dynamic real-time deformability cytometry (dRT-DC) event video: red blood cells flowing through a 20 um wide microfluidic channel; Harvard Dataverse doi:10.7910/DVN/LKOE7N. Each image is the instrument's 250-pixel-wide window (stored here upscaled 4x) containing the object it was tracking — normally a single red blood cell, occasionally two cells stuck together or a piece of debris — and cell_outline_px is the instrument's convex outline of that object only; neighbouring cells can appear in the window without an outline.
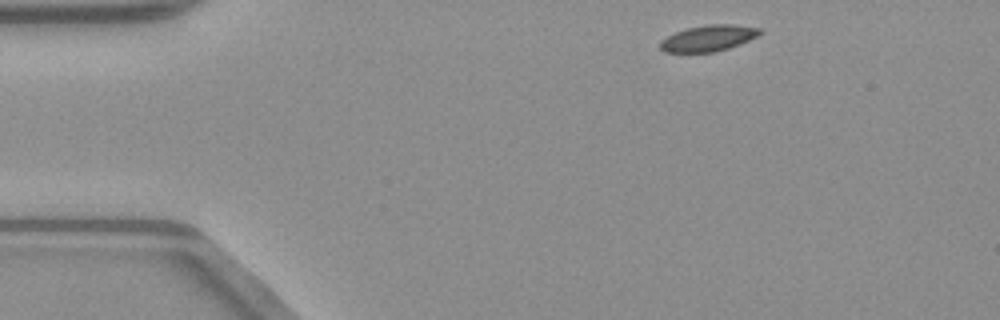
{"species": "common noctule bat (a hibernating species)", "species_latin": "Nyctalus noctula", "temperature_condition": "warm", "stored_images_in_passage": 44, "camera_frame_rate_fps": 3000, "um_per_image_px": 0.085, "animal": {"sex": "male", "body_mass_g": 23.1, "forearm_length_mm": 52.7}, "frame": {"image": 1, "passage_image": 1, "time_ms": 0.0, "image_size_px": [1000, 320], "cell_outline_px": [[764, 32], [760, 36], [740, 44], [728, 48], [712, 52], [664, 52], [660, 48], [660, 40], [676, 32], [688, 28], [708, 24], [736, 24], [760, 28]], "centroid_in_image_um": [60.27, 3.24], "position_along_channel_um": 24.7, "area_um2": 15.26}}
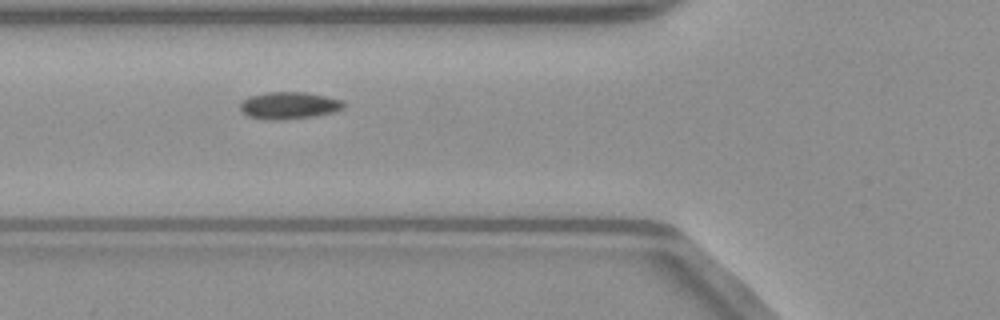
{"frame": {"image": 2, "passage_image": 12, "time_ms": 3.667, "image_size_px": [1000, 320], "cell_outline_px": [[344, 108], [332, 112], [312, 116], [272, 120], [248, 116], [240, 112], [240, 104], [248, 96], [264, 92], [308, 92], [340, 100], [344, 104]], "centroid_in_image_um": [24.51, 8.95], "position_along_channel_um": 101.3, "area_um2": 16.13}}
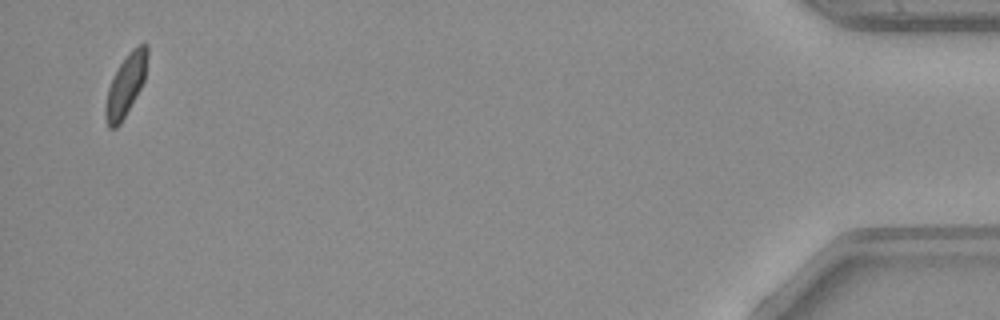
{"frame": {"image": 3, "passage_image": 43, "time_ms": 14.0, "image_size_px": [1000, 320], "cell_outline_px": [[148, 56], [144, 80], [136, 96], [120, 124], [116, 128], [108, 128], [104, 116], [104, 108], [108, 88], [120, 64], [132, 48], [140, 44], [148, 44]], "centroid_in_image_um": [10.68, 7.25], "position_along_channel_um": 424.5, "area_um2": 14.85}, "authors_computed_cell_mechanics": {"area_um2": 15.7794, "velocity_mm_per_s": 4.0256, "shape_relaxation_time_tau1_ms": 11.0308, "shape_relaxation_time_tau2_ms": null, "deformation_change_tau1": 0.1762, "deformation_change_tau2": null}}